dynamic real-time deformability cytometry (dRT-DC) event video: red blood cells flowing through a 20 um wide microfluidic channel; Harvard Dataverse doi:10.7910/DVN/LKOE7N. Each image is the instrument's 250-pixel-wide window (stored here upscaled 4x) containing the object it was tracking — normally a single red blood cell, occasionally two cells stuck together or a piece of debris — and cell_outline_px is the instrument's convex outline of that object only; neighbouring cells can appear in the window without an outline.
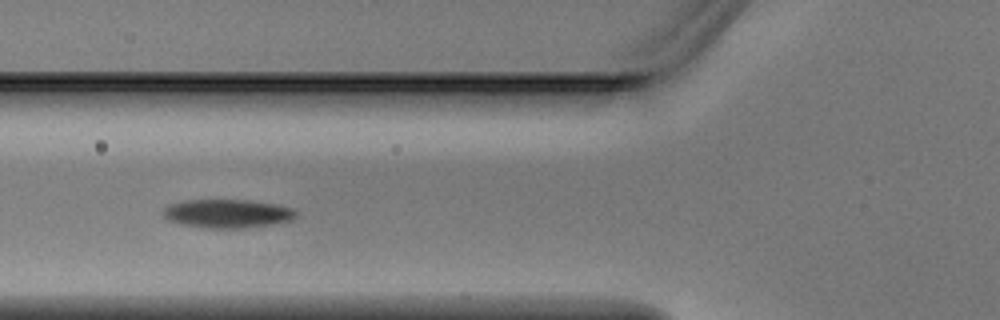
{"species": "Egyptian fruit bat (a non-hibernating species)", "species_latin": "Rousettus aegyptiacus", "temperature_condition": "warm", "stored_images_in_passage": 3, "camera_frame_rate_fps": 3000, "um_per_image_px": 0.085, "animal": {"sex": "male"}, "frame": {"image": 1, "passage_image": 3, "time_ms": 0.667, "image_size_px": [1000, 320], "cell_outline_px": [[296, 216], [292, 220], [268, 224], [240, 228], [208, 228], [180, 224], [168, 220], [160, 212], [168, 204], [184, 200], [248, 200], [276, 204], [292, 208], [296, 212]], "centroid_in_image_um": [19.26, 18.14], "position_along_channel_um": 106.5, "area_um2": 22.08}}